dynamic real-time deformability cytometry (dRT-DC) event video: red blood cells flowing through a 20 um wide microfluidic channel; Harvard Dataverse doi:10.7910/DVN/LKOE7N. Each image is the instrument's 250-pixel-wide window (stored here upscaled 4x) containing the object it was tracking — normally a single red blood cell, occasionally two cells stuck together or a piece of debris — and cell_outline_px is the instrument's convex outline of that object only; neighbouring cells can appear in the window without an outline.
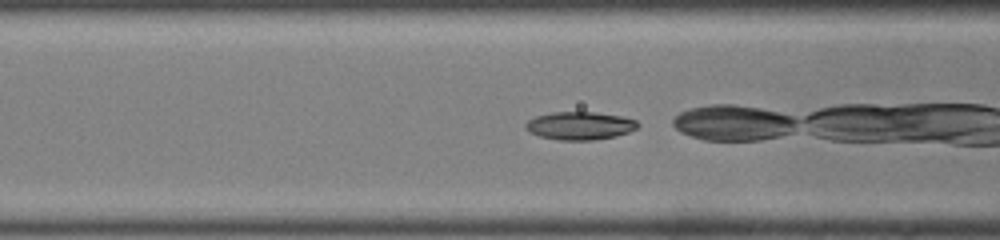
{"species": "common noctule bat (a hibernating species)", "species_latin": "Nyctalus noctula", "temperature_condition": "room temperature", "stored_images_in_passage": 35, "camera_frame_rate_fps": 3000, "um_per_image_px": 0.085, "animal": {"sex": "male", "body_mass_g": 19.0, "forearm_length_mm": 50.8}, "frame": {"image": 1, "passage_image": 14, "time_ms": 4.333, "image_size_px": [1000, 240], "cell_outline_px": [[640, 124], [636, 128], [628, 132], [616, 136], [592, 140], [560, 140], [540, 136], [528, 132], [524, 128], [524, 124], [528, 120], [536, 116], [552, 112], [596, 112], [620, 116], [636, 120]], "centroid_in_image_um": [49.26, 10.68], "position_along_channel_um": 117.3, "area_um2": 18.32}, "authors_computed_cell_mechanics": {"area_um2": 18.0336, "velocity_mm_per_s": 4.2186, "shape_relaxation_time_tau1_ms": 9.9673, "shape_relaxation_time_tau2_ms": 2.2371, "deformation_change_tau1": 0.2199, "deformation_change_tau2": 0.0491}}